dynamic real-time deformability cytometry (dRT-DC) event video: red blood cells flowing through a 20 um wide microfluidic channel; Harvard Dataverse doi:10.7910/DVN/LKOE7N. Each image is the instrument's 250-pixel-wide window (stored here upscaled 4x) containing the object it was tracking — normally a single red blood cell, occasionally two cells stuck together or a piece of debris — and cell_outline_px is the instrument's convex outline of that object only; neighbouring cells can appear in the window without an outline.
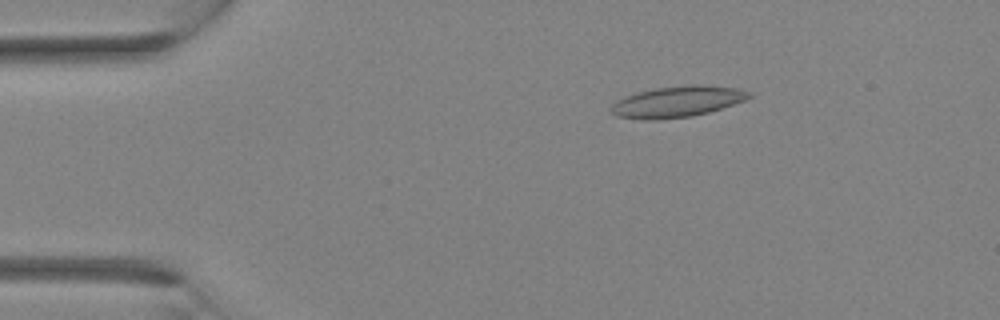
{"species": "Egyptian fruit bat (a non-hibernating species)", "species_latin": "Rousettus aegyptiacus", "temperature_condition": "room temperature", "stored_images_in_passage": 3, "camera_frame_rate_fps": 3000, "um_per_image_px": 0.085, "animal": {"sex": "female"}, "frame": {"image": 1, "passage_image": 2, "time_ms": 0.333, "image_size_px": [1000, 320], "cell_outline_px": [[752, 96], [744, 100], [708, 112], [692, 116], [656, 120], [644, 120], [616, 116], [608, 108], [616, 100], [640, 92], [656, 88], [696, 84], [704, 84], [740, 88], [752, 92]], "centroid_in_image_um": [57.58, 8.64], "position_along_channel_um": 27.4, "area_um2": 24.91}}